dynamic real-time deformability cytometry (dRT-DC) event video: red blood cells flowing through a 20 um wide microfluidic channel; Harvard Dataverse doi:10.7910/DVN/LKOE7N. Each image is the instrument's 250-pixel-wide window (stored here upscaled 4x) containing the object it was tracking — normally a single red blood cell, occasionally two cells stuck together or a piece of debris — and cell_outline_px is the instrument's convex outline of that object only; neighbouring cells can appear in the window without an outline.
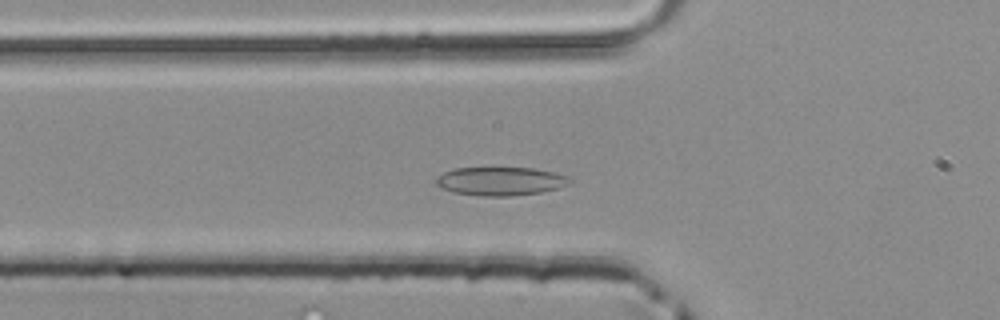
{"species": "common noctule bat (a hibernating species)", "species_latin": "Nyctalus noctula", "temperature_condition": "room temperature", "stored_images_in_passage": 43, "camera_frame_rate_fps": 3000, "um_per_image_px": 0.085, "animal": {"sex": "male", "body_mass_g": 20.4}, "frame": {"image": 1, "passage_image": 11, "time_ms": 3.333, "image_size_px": [1000, 320], "cell_outline_px": [[572, 180], [568, 184], [560, 188], [540, 192], [512, 196], [480, 196], [456, 192], [444, 188], [436, 184], [436, 176], [444, 172], [456, 168], [532, 168], [552, 172], [568, 176]], "centroid_in_image_um": [42.56, 15.4], "position_along_channel_um": 83.2, "area_um2": 22.02}}
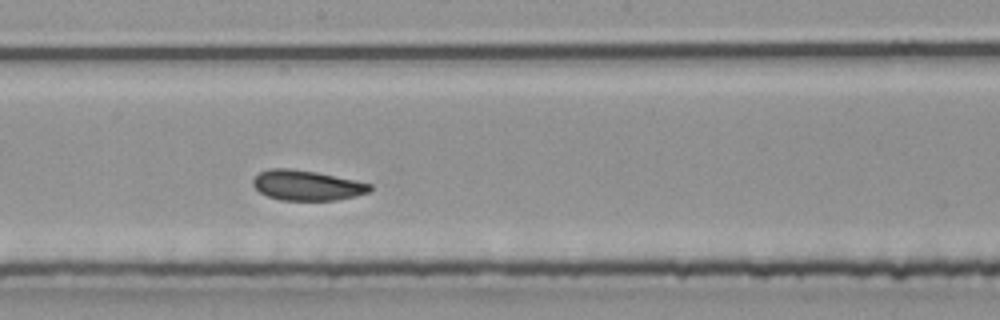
{"frame": {"image": 2, "passage_image": 21, "time_ms": 6.667, "image_size_px": [1000, 320], "cell_outline_px": [[372, 188], [368, 192], [356, 196], [336, 200], [280, 200], [268, 196], [260, 192], [252, 184], [252, 180], [260, 172], [272, 168], [288, 168], [316, 172], [372, 184]], "centroid_in_image_um": [26.08, 15.76], "position_along_channel_um": 222.1, "area_um2": 20.35}}
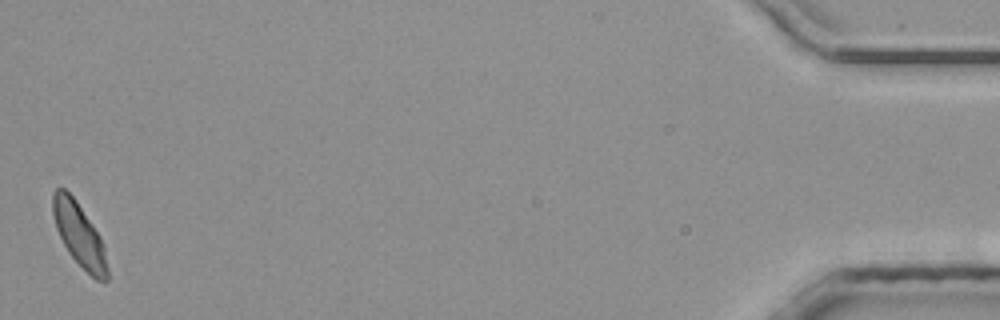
{"frame": {"image": 3, "passage_image": 43, "time_ms": 14.0, "image_size_px": [1000, 320], "cell_outline_px": [[108, 280], [104, 284], [96, 280], [68, 252], [56, 228], [52, 212], [52, 192], [56, 188], [64, 188], [76, 200], [100, 236], [104, 248], [108, 268]], "centroid_in_image_um": [6.74, 19.96], "position_along_channel_um": 428.5, "area_um2": 20.0}}